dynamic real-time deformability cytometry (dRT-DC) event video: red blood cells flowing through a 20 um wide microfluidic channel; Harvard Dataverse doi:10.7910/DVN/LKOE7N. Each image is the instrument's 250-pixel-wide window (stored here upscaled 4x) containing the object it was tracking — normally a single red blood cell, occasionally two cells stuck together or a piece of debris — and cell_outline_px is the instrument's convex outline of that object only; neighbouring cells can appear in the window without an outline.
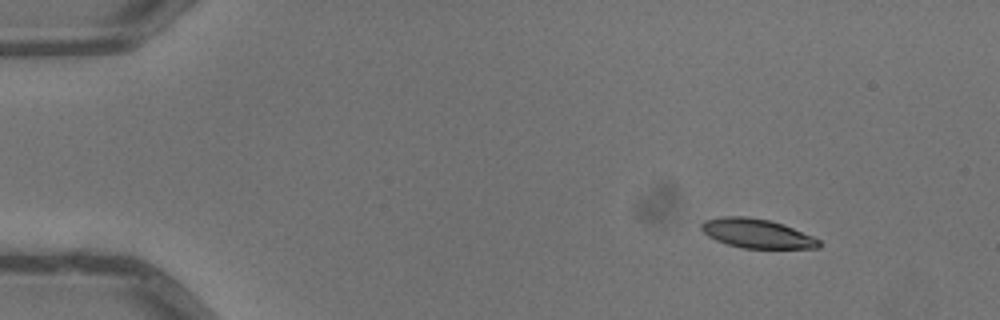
{"species": "common noctule bat (a hibernating species)", "species_latin": "Nyctalus noctula", "temperature_condition": "warm", "stored_images_in_passage": 6, "camera_frame_rate_fps": 3000, "um_per_image_px": 0.085, "animal": {"sex": "male", "body_mass_g": 13.3}, "frame": {"image": 1, "passage_image": 1, "time_ms": 0.0, "image_size_px": [1000, 320], "cell_outline_px": [[820, 248], [744, 248], [728, 244], [716, 240], [708, 236], [700, 228], [700, 224], [704, 220], [724, 216], [748, 216], [768, 220], [784, 224], [812, 236], [820, 240]], "centroid_in_image_um": [64.32, 19.83], "position_along_channel_um": 20.7, "area_um2": 19.94}}
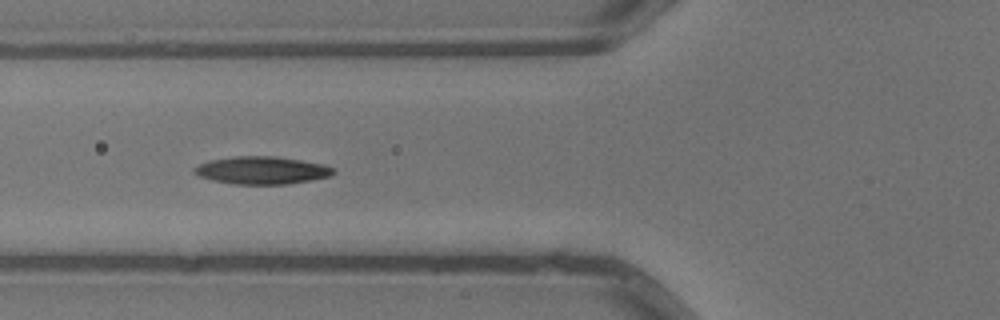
{"frame": {"image": 2, "passage_image": 5, "time_ms": 1.333, "image_size_px": [1000, 320], "cell_outline_px": [[336, 172], [332, 176], [312, 180], [288, 184], [232, 184], [212, 180], [200, 176], [192, 172], [192, 168], [200, 164], [212, 160], [236, 156], [276, 156], [324, 164], [336, 168]], "centroid_in_image_um": [22.31, 14.48], "position_along_channel_um": 103.5, "area_um2": 22.54}}
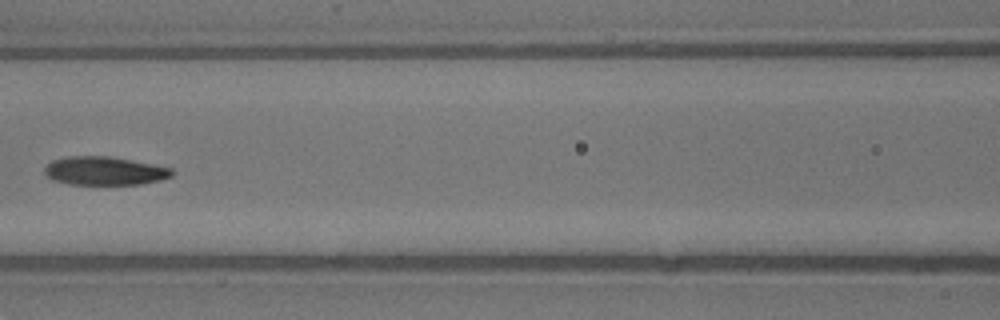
{"frame": {"image": 3, "passage_image": 6, "time_ms": 1.667, "image_size_px": [1000, 320], "cell_outline_px": [[172, 176], [160, 180], [140, 184], [68, 184], [52, 180], [44, 172], [44, 168], [52, 160], [68, 156], [108, 156], [132, 160], [172, 168]], "centroid_in_image_um": [8.86, 14.52], "position_along_channel_um": 157.7, "area_um2": 21.04}}